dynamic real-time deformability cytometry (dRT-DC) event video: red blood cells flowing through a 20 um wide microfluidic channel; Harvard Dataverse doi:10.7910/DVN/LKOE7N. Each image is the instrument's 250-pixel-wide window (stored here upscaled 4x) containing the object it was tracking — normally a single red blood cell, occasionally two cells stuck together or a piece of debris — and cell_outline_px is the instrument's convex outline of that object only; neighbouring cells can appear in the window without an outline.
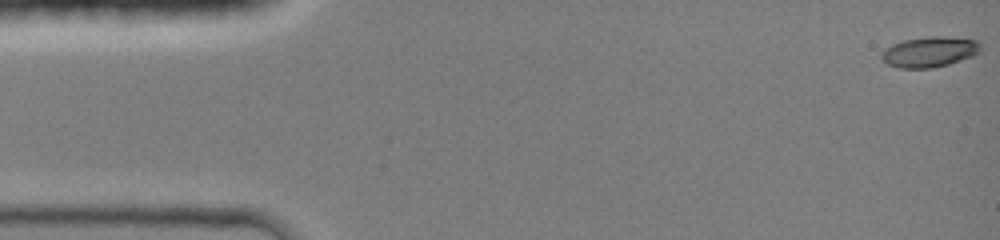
{"species": "common noctule bat (a hibernating species)", "species_latin": "Nyctalus noctula", "temperature_condition": "room temperature", "stored_images_in_passage": 46, "camera_frame_rate_fps": 3000, "um_per_image_px": 0.085, "animal": {"sex": "female", "body_mass_g": 19.0, "forearm_length_mm": 51.5}, "frame": {"image": 1, "passage_image": 1, "time_ms": 0.0, "image_size_px": [1000, 240], "cell_outline_px": [[980, 52], [972, 56], [948, 64], [932, 68], [900, 68], [888, 64], [880, 56], [884, 48], [892, 44], [904, 40], [928, 36], [944, 36], [976, 40], [980, 44]], "centroid_in_image_um": [79.0, 4.4], "position_along_channel_um": 6.0, "area_um2": 17.51}}
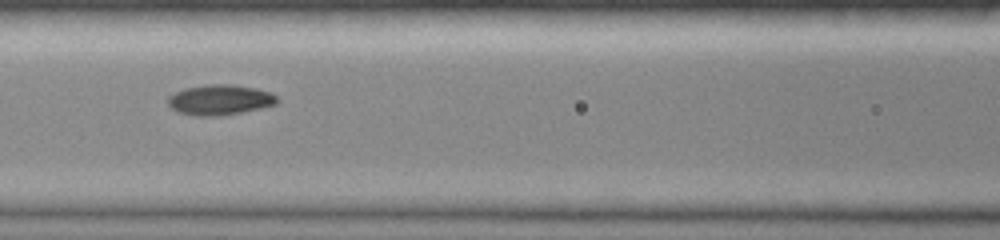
{"frame": {"image": 2, "passage_image": 20, "time_ms": 6.333, "image_size_px": [1000, 240], "cell_outline_px": [[276, 104], [260, 108], [220, 116], [196, 116], [176, 112], [168, 104], [168, 96], [184, 88], [208, 84], [232, 84], [256, 88], [272, 92], [276, 96]], "centroid_in_image_um": [18.66, 8.48], "position_along_channel_um": 147.9, "area_um2": 19.31}}
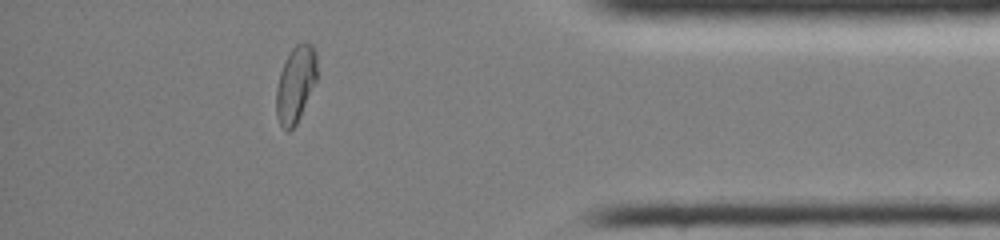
{"frame": {"image": 3, "passage_image": 40, "time_ms": 13.0, "image_size_px": [1000, 240], "cell_outline_px": [[316, 80], [300, 116], [296, 124], [288, 132], [280, 124], [276, 116], [276, 88], [280, 72], [292, 48], [296, 44], [304, 40], [312, 44], [316, 52]], "centroid_in_image_um": [25.12, 7.13], "position_along_channel_um": 410.1, "area_um2": 17.98}, "authors_computed_cell_mechanics": {"area_um2": 17.918, "velocity_mm_per_s": 4.2515, "shape_relaxation_time_tau1_ms": 3.9655, "shape_relaxation_time_tau2_ms": 1.5852, "deformation_change_tau1": 0.1766, "deformation_change_tau2": 0.0428}}